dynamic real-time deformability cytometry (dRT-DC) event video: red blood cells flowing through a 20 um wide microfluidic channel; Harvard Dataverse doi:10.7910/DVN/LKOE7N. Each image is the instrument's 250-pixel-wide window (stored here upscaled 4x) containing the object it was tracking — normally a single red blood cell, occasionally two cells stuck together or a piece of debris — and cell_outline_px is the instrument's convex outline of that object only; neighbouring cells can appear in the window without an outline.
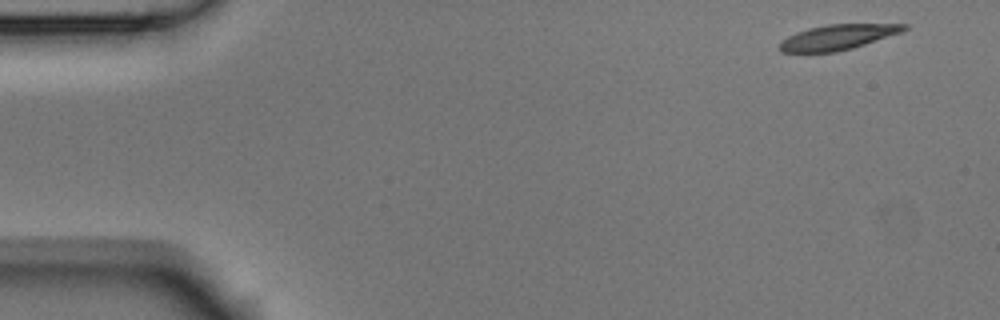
{"species": "Egyptian fruit bat (a non-hibernating species)", "species_latin": "Rousettus aegyptiacus", "temperature_condition": "room temperature", "stored_images_in_passage": 7, "camera_frame_rate_fps": 3000, "um_per_image_px": 0.085, "animal": {"sex": "male"}, "frame": {"image": 1, "passage_image": 1, "time_ms": 0.0, "image_size_px": [1000, 320], "cell_outline_px": [[908, 28], [900, 32], [852, 48], [836, 52], [780, 52], [780, 44], [788, 36], [796, 32], [808, 28], [828, 24], [908, 24]], "centroid_in_image_um": [71.19, 3.15], "position_along_channel_um": 13.8, "area_um2": 17.92}}
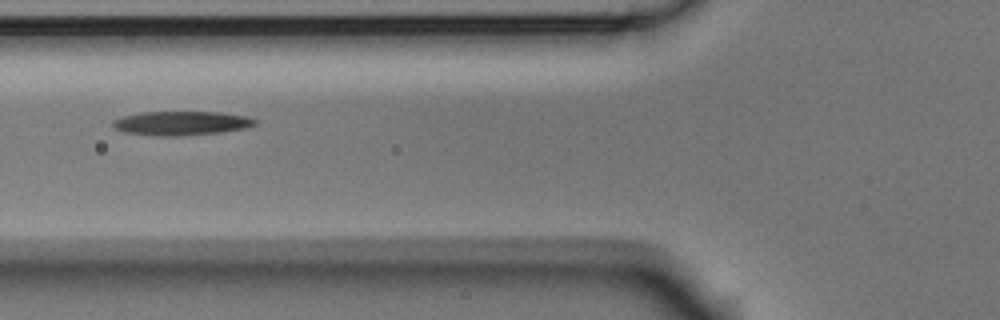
{"frame": {"image": 2, "passage_image": 5, "time_ms": 1.333, "image_size_px": [1000, 320], "cell_outline_px": [[260, 120], [256, 124], [248, 128], [220, 132], [180, 136], [152, 136], [124, 132], [116, 128], [112, 124], [112, 120], [124, 116], [144, 112], [220, 112], [248, 116]], "centroid_in_image_um": [15.47, 10.47], "position_along_channel_um": 110.3, "area_um2": 20.11}}
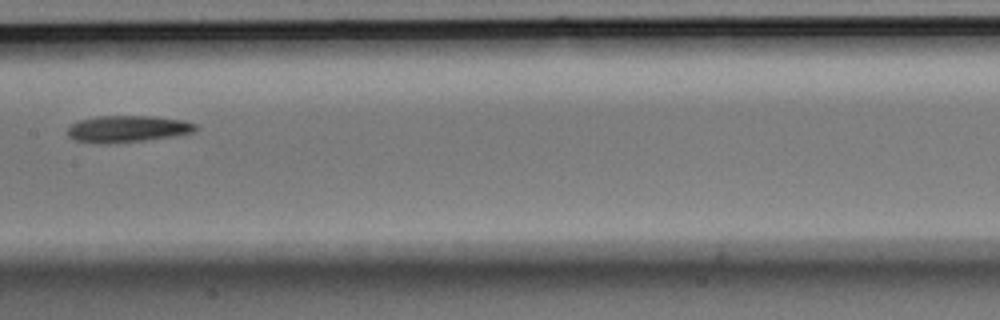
{"frame": {"image": 3, "passage_image": 7, "time_ms": 2.0, "image_size_px": [1000, 320], "cell_outline_px": [[200, 128], [196, 132], [144, 140], [108, 144], [96, 144], [76, 140], [68, 136], [68, 128], [72, 124], [80, 120], [96, 116], [152, 116], [184, 120], [196, 124]], "centroid_in_image_um": [10.86, 10.95], "position_along_channel_um": 196.5, "area_um2": 20.0}}